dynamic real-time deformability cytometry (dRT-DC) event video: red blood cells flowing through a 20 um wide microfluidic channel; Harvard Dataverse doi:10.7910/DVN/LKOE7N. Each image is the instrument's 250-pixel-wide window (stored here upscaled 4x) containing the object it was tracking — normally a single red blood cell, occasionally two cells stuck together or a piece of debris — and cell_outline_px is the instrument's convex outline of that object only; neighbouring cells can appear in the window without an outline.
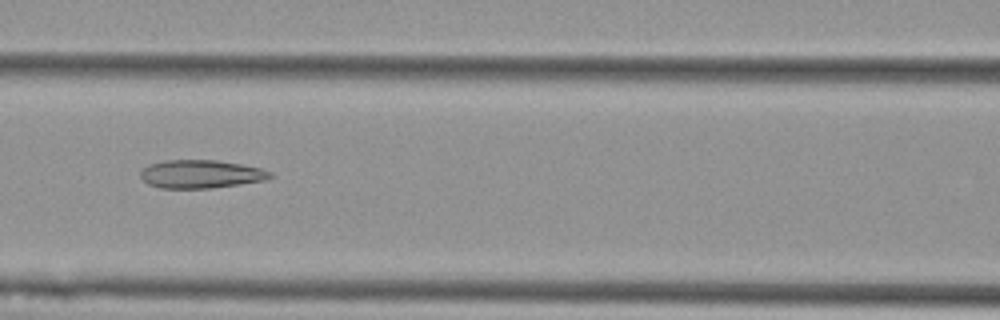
{"species": "Egyptian fruit bat (a non-hibernating species)", "species_latin": "Rousettus aegyptiacus", "temperature_condition": "cold", "stored_images_in_passage": 6, "camera_frame_rate_fps": 3000, "um_per_image_px": 0.085, "animal": {"sex": "female"}, "frame": {"image": 1, "passage_image": 4, "time_ms": 1.0, "image_size_px": [1000, 320], "cell_outline_px": [[272, 176], [264, 180], [240, 184], [208, 188], [160, 188], [148, 184], [140, 176], [140, 172], [148, 164], [164, 160], [216, 160], [240, 164], [260, 168], [272, 172]], "centroid_in_image_um": [17.04, 14.79], "position_along_channel_um": 149.6, "area_um2": 21.21}}
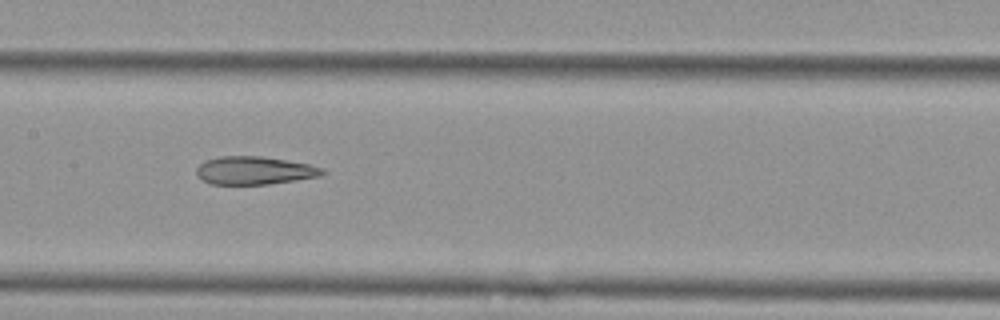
{"frame": {"image": 2, "passage_image": 5, "time_ms": 1.333, "image_size_px": [1000, 320], "cell_outline_px": [[328, 172], [320, 176], [268, 184], [212, 184], [204, 180], [196, 172], [196, 168], [204, 160], [220, 156], [260, 156], [308, 164], [324, 168]], "centroid_in_image_um": [21.64, 14.48], "position_along_channel_um": 185.8, "area_um2": 20.4}}
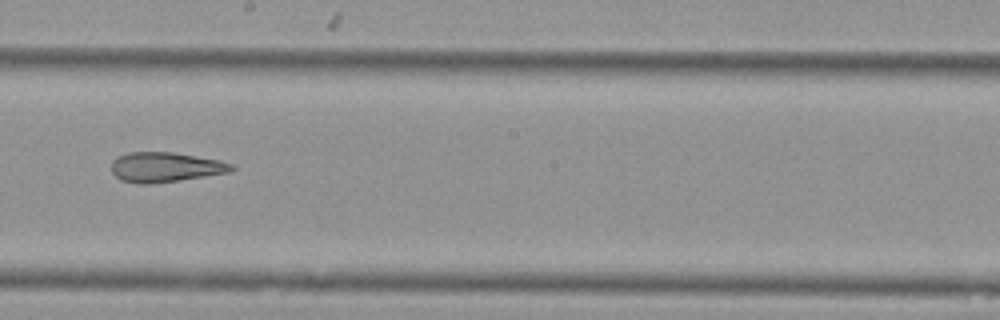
{"frame": {"image": 3, "passage_image": 6, "time_ms": 1.667, "image_size_px": [1000, 320], "cell_outline_px": [[236, 168], [228, 172], [204, 176], [152, 184], [136, 184], [120, 180], [112, 172], [112, 160], [116, 156], [128, 152], [172, 152], [220, 160], [232, 164]], "centroid_in_image_um": [14.0, 14.2], "position_along_channel_um": 234.2, "area_um2": 20.92}}